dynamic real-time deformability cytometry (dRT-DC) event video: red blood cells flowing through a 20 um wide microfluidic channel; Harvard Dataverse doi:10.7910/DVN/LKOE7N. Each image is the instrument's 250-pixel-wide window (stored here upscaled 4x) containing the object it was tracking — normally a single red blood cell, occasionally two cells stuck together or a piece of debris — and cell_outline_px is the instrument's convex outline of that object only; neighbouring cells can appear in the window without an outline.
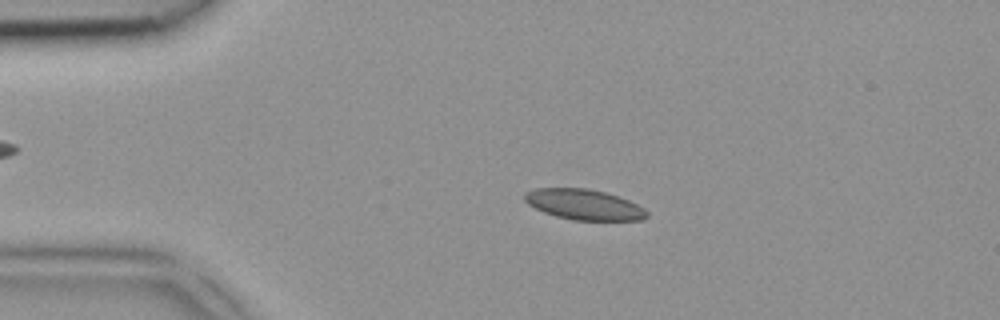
{"species": "common noctule bat (a hibernating species)", "species_latin": "Nyctalus noctula", "temperature_condition": "room temperature", "stored_images_in_passage": 5, "segment_of_instrument_passage": [1, 2], "camera_frame_rate_fps": 3000, "um_per_image_px": 0.085, "animal": {"sex": "female", "body_mass_g": 18.4}, "frame": {"image": 1, "passage_image": 3, "time_ms": 0.667, "image_size_px": [1000, 320], "cell_outline_px": [[648, 216], [644, 220], [572, 220], [556, 216], [544, 212], [528, 204], [524, 200], [524, 192], [536, 188], [588, 188], [604, 192], [628, 200], [644, 208], [648, 212]], "centroid_in_image_um": [49.63, 17.39], "position_along_channel_um": 35.4, "area_um2": 21.68}}